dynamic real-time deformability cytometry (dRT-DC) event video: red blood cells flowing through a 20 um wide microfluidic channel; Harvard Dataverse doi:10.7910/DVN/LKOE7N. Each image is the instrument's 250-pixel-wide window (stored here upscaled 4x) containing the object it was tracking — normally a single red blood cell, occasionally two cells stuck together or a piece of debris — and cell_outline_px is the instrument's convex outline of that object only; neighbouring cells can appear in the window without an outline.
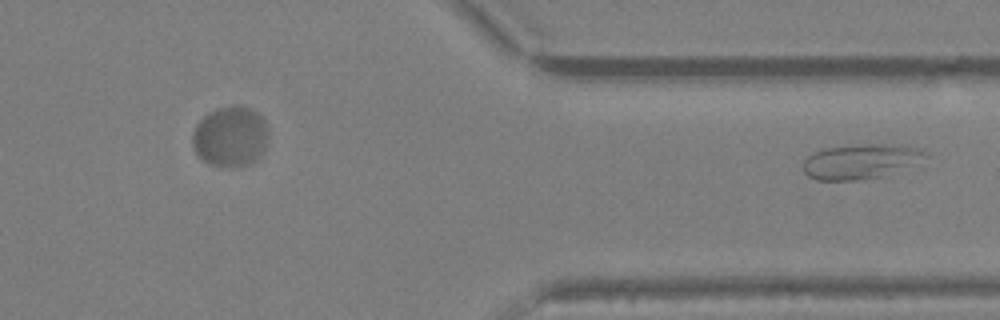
{"species": "Egyptian fruit bat (a non-hibernating species)", "species_latin": "Rousettus aegyptiacus", "temperature_condition": "warm", "stored_images_in_passage": 30, "segment_of_instrument_passage": [2, 2], "camera_frame_rate_fps": 3000, "um_per_image_px": 0.085, "animal": {"sex": "female"}, "frame": {"image": 1, "passage_image": 30, "time_ms": 9.667, "image_size_px": [1000, 320], "cell_outline_px": [[928, 156], [880, 176], [856, 180], [816, 180], [808, 176], [804, 172], [804, 160], [812, 152], [824, 148], [916, 148], [928, 152]], "centroid_in_image_um": [72.96, 13.8], "position_along_channel_um": 338.4, "area_um2": 22.37}}